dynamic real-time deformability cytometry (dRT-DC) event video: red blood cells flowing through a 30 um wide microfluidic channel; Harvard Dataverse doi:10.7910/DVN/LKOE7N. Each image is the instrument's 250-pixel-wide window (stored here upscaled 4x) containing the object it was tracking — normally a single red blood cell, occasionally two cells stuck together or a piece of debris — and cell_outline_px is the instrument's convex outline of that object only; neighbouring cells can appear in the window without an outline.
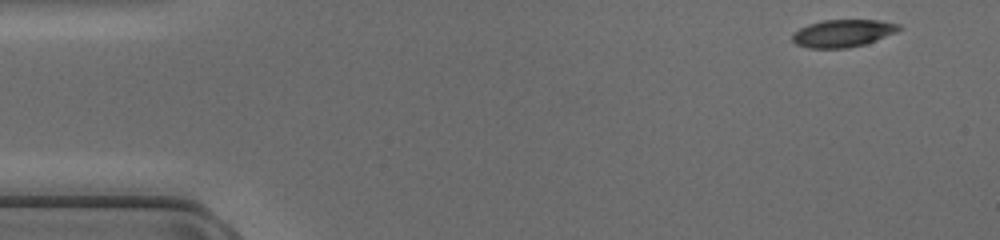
{"species": "common noctule bat (a hibernating species)", "species_latin": "Nyctalus noctula", "temperature_condition": "cold", "stored_images_in_passage": 45, "camera_frame_rate_fps": 3000, "um_per_image_px": 0.085, "animal": {"sex": "female", "body_mass_g": 17.0, "forearm_length_mm": 48.0}, "frame": {"image": 1, "passage_image": 1, "time_ms": 0.0, "image_size_px": [1000, 240], "cell_outline_px": [[904, 28], [896, 32], [876, 40], [864, 44], [848, 48], [808, 48], [796, 44], [792, 40], [792, 36], [800, 28], [808, 24], [824, 20], [880, 20], [900, 24]], "centroid_in_image_um": [71.67, 2.82], "position_along_channel_um": 13.3, "area_um2": 17.05}}
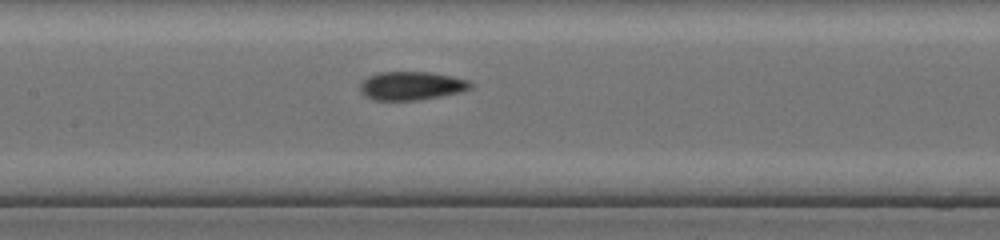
{"frame": {"image": 2, "passage_image": 20, "time_ms": 6.333, "image_size_px": [1000, 240], "cell_outline_px": [[472, 88], [460, 92], [420, 100], [372, 100], [364, 96], [360, 92], [360, 80], [368, 76], [380, 72], [428, 72], [452, 76], [468, 80], [472, 84]], "centroid_in_image_um": [34.92, 7.29], "position_along_channel_um": 172.5, "area_um2": 18.5}}
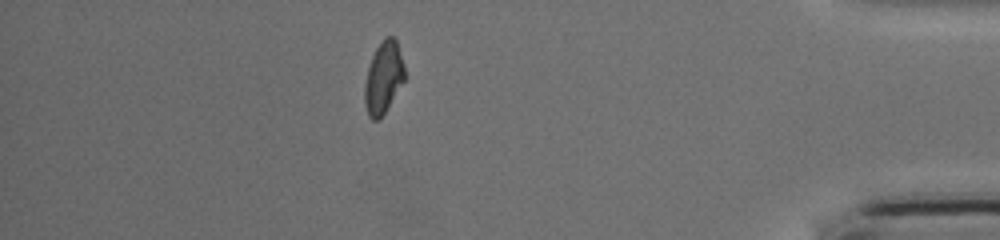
{"frame": {"image": 3, "passage_image": 39, "time_ms": 12.667, "image_size_px": [1000, 240], "cell_outline_px": [[404, 80], [380, 120], [372, 120], [368, 116], [364, 104], [364, 84], [368, 68], [372, 56], [376, 48], [384, 36], [392, 36], [396, 40], [404, 64]], "centroid_in_image_um": [32.57, 6.61], "position_along_channel_um": 402.6, "area_um2": 16.76}}